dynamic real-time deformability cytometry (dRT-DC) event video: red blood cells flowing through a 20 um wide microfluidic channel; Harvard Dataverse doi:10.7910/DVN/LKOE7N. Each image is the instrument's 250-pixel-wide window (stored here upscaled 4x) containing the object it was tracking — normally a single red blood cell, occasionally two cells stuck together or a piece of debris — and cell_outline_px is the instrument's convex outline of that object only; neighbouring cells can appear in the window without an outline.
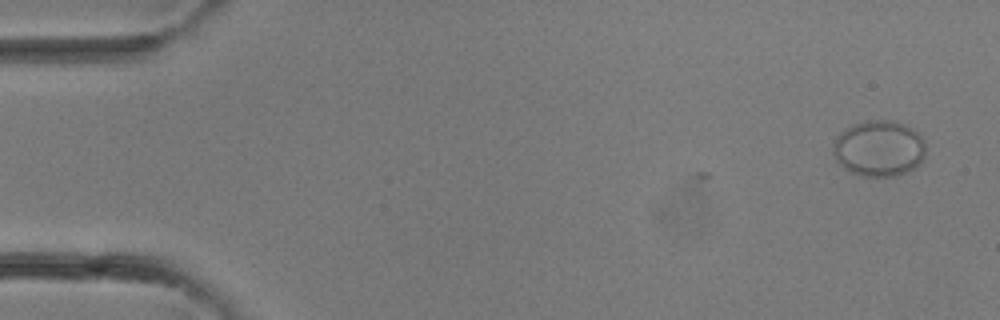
{"species": "common noctule bat (a hibernating species)", "species_latin": "Nyctalus noctula", "temperature_condition": "room temperature", "stored_images_in_passage": 3, "camera_frame_rate_fps": 3000, "um_per_image_px": 0.085, "animal": {"sex": "female"}, "frame": {"image": 1, "passage_image": 1, "time_ms": 0.0, "image_size_px": [1000, 320], "cell_outline_px": [[924, 156], [920, 164], [896, 176], [860, 176], [844, 168], [836, 160], [832, 152], [832, 144], [836, 136], [840, 132], [852, 124], [868, 120], [888, 120], [904, 124], [912, 128], [924, 140]], "centroid_in_image_um": [74.67, 12.61], "position_along_channel_um": 10.3, "area_um2": 30.29}}